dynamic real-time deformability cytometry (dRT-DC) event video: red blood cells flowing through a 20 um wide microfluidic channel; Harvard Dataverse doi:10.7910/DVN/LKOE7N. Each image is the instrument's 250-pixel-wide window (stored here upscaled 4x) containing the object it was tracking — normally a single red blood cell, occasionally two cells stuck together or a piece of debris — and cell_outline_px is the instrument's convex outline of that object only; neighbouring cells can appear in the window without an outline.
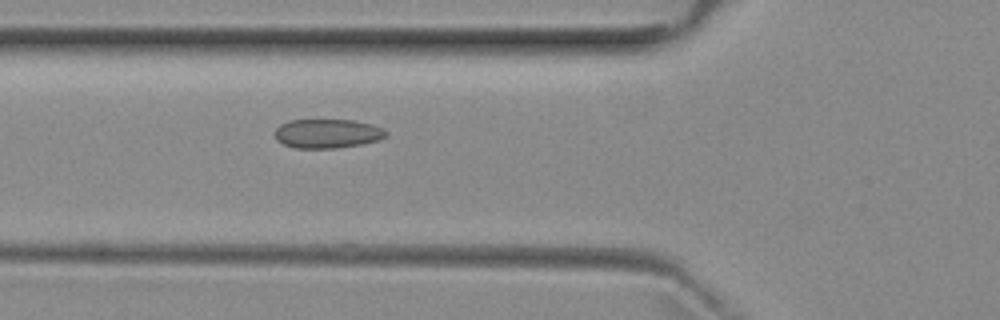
{"species": "common noctule bat (a hibernating species)", "species_latin": "Nyctalus noctula", "temperature_condition": "room temperature", "stored_images_in_passage": 5, "camera_frame_rate_fps": 3000, "um_per_image_px": 0.085, "animal": {"sex": "female", "body_mass_g": 29.2, "forearm_length_mm": 56.3}, "frame": {"image": 1, "passage_image": 5, "time_ms": 4.667, "image_size_px": [1000, 320], "cell_outline_px": [[388, 136], [380, 140], [360, 144], [336, 148], [296, 148], [284, 144], [276, 140], [276, 128], [280, 124], [288, 120], [352, 120], [372, 124], [384, 128], [388, 132]], "centroid_in_image_um": [27.86, 11.35], "position_along_channel_um": 97.9, "area_um2": 18.96}}